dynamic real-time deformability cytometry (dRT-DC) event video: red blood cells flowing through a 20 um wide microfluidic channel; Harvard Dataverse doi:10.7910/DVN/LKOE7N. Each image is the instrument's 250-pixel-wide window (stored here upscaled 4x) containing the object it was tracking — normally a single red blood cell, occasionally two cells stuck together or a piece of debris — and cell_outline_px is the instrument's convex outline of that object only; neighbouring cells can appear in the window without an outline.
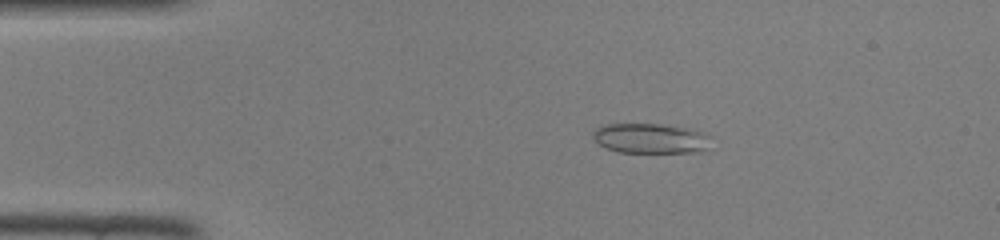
{"species": "common noctule bat (a hibernating species)", "species_latin": "Nyctalus noctula", "temperature_condition": "room temperature", "stored_images_in_passage": 46, "camera_frame_rate_fps": 3000, "um_per_image_px": 0.085, "animal": {"sex": "female", "body_mass_g": 22.0, "forearm_length_mm": 56.7}, "frame": {"image": 1, "passage_image": 8, "time_ms": 2.333, "image_size_px": [1000, 240], "cell_outline_px": [[712, 136], [708, 148], [700, 152], [616, 152], [604, 148], [592, 136], [592, 132], [600, 124], [660, 124], [684, 128], [700, 132]], "centroid_in_image_um": [55.26, 11.77], "position_along_channel_um": 29.7, "area_um2": 20.69}}
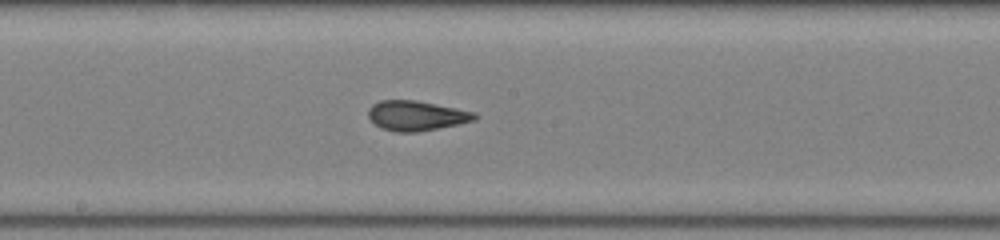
{"frame": {"image": 2, "passage_image": 24, "time_ms": 7.667, "image_size_px": [1000, 240], "cell_outline_px": [[480, 116], [476, 120], [460, 124], [416, 132], [396, 132], [380, 128], [368, 116], [368, 108], [372, 104], [380, 100], [416, 100], [476, 112]], "centroid_in_image_um": [35.42, 9.83], "position_along_channel_um": 212.8, "area_um2": 18.67}}
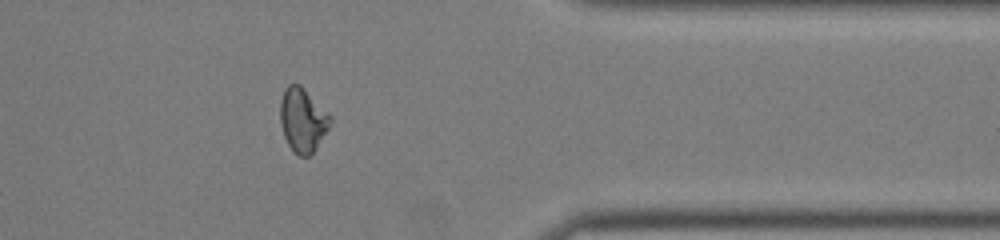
{"frame": {"image": 3, "passage_image": 37, "time_ms": 12.0, "image_size_px": [1000, 240], "cell_outline_px": [[332, 124], [316, 148], [308, 156], [300, 156], [288, 144], [284, 136], [280, 124], [280, 100], [284, 88], [288, 84], [300, 84], [332, 116]], "centroid_in_image_um": [25.73, 10.17], "position_along_channel_um": 385.7, "area_um2": 18.73}}